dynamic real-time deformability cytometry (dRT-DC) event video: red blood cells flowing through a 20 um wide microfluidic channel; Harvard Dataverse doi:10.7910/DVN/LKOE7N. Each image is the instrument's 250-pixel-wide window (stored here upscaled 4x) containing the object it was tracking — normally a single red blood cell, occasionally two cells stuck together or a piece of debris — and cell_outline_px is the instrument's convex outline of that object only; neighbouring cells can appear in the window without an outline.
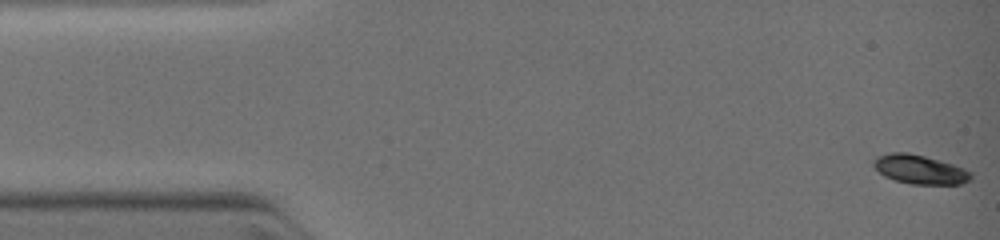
{"species": "common noctule bat (a hibernating species)", "species_latin": "Nyctalus noctula", "temperature_condition": "warm", "stored_images_in_passage": 15, "camera_frame_rate_fps": 3000, "um_per_image_px": 0.085, "animal": {"sex": "female", "body_mass_g": 19.0, "forearm_length_mm": 51.5}, "frame": {"image": 1, "passage_image": 1, "time_ms": 0.0, "image_size_px": [1000, 240], "cell_outline_px": [[972, 176], [968, 180], [960, 184], [912, 184], [896, 180], [884, 176], [872, 164], [880, 156], [892, 152], [908, 152], [924, 156], [952, 164], [972, 172]], "centroid_in_image_um": [78.2, 14.41], "position_along_channel_um": 6.8, "area_um2": 16.07}}
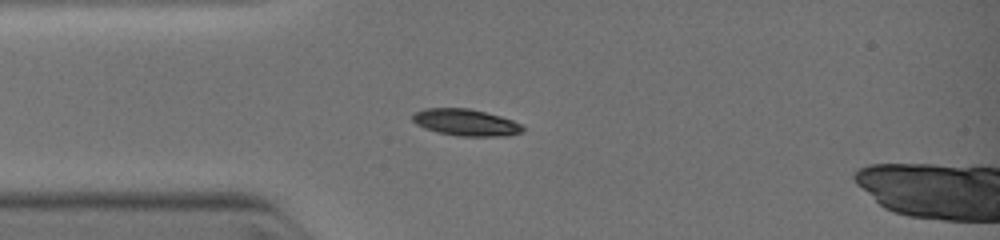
{"frame": {"image": 2, "passage_image": 12, "time_ms": 3.0, "image_size_px": [1000, 240], "cell_outline_px": [[524, 132], [508, 136], [460, 136], [440, 132], [424, 128], [416, 124], [412, 120], [412, 116], [416, 112], [424, 108], [468, 108], [500, 116], [512, 120], [520, 124], [524, 128]], "centroid_in_image_um": [39.6, 10.41], "position_along_channel_um": 45.4, "area_um2": 17.05}}
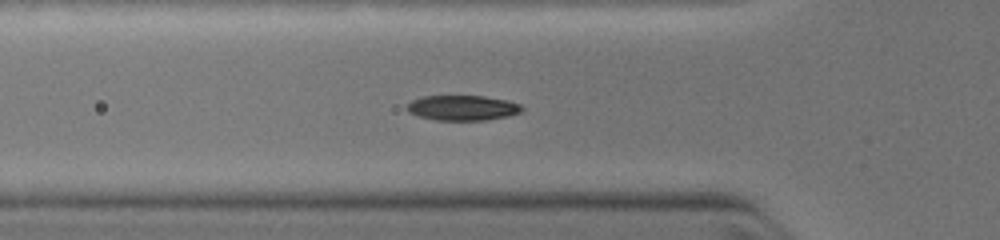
{"frame": {"image": 3, "passage_image": 15, "time_ms": 4.0, "image_size_px": [1000, 240], "cell_outline_px": [[524, 108], [520, 112], [508, 116], [484, 120], [436, 120], [416, 116], [408, 112], [404, 108], [412, 100], [424, 96], [484, 96], [508, 100], [520, 104]], "centroid_in_image_um": [39.29, 9.17], "position_along_channel_um": 86.5, "area_um2": 16.94}}